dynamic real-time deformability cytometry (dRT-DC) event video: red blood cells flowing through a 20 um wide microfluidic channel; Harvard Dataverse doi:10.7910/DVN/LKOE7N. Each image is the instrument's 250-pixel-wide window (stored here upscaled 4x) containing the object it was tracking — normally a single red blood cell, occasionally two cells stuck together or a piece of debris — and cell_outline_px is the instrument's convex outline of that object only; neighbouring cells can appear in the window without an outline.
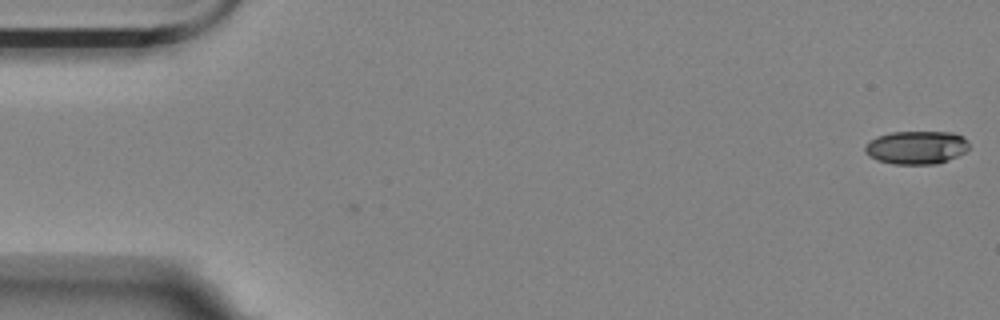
{"species": "Egyptian fruit bat (a non-hibernating species)", "species_latin": "Rousettus aegyptiacus", "temperature_condition": "room temperature", "stored_images_in_passage": 16, "camera_frame_rate_fps": 3000, "um_per_image_px": 0.085, "animal": {"sex": "female"}, "frame": {"image": 1, "passage_image": 1, "time_ms": 0.0, "image_size_px": [1000, 320], "cell_outline_px": [[968, 148], [964, 152], [948, 160], [936, 164], [892, 164], [876, 160], [868, 156], [864, 152], [864, 144], [868, 140], [876, 136], [892, 132], [952, 132], [964, 136], [968, 144]], "centroid_in_image_um": [77.83, 12.53], "position_along_channel_um": 7.2, "area_um2": 20.4}}
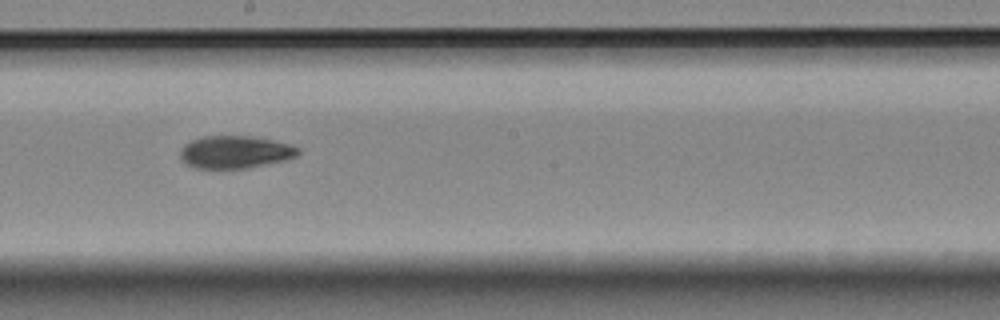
{"frame": {"image": 2, "passage_image": 9, "time_ms": 2.667, "image_size_px": [1000, 320], "cell_outline_px": [[300, 152], [296, 156], [284, 160], [248, 168], [196, 168], [184, 164], [180, 156], [180, 148], [184, 144], [200, 136], [252, 136], [272, 140], [288, 144], [300, 148]], "centroid_in_image_um": [19.94, 12.92], "position_along_channel_um": 228.3, "area_um2": 22.43}}
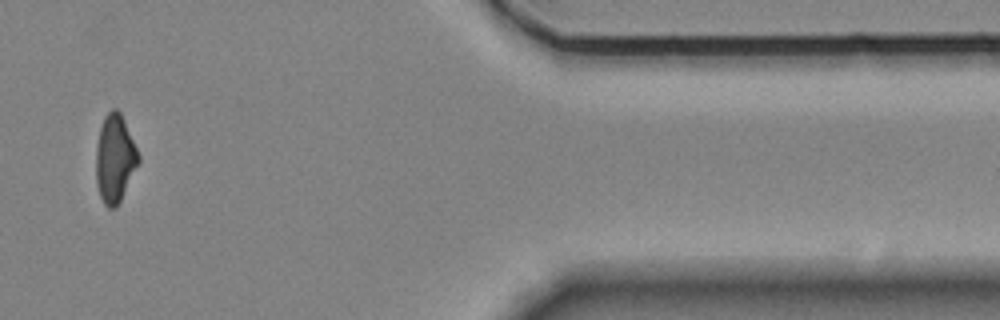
{"frame": {"image": 3, "passage_image": 14, "time_ms": 4.333, "image_size_px": [1000, 320], "cell_outline_px": [[140, 160], [116, 208], [108, 208], [104, 204], [100, 196], [96, 184], [96, 148], [100, 128], [104, 116], [112, 108], [116, 108], [120, 112], [124, 120], [140, 156]], "centroid_in_image_um": [9.75, 13.47], "position_along_channel_um": 401.7, "area_um2": 21.56}}